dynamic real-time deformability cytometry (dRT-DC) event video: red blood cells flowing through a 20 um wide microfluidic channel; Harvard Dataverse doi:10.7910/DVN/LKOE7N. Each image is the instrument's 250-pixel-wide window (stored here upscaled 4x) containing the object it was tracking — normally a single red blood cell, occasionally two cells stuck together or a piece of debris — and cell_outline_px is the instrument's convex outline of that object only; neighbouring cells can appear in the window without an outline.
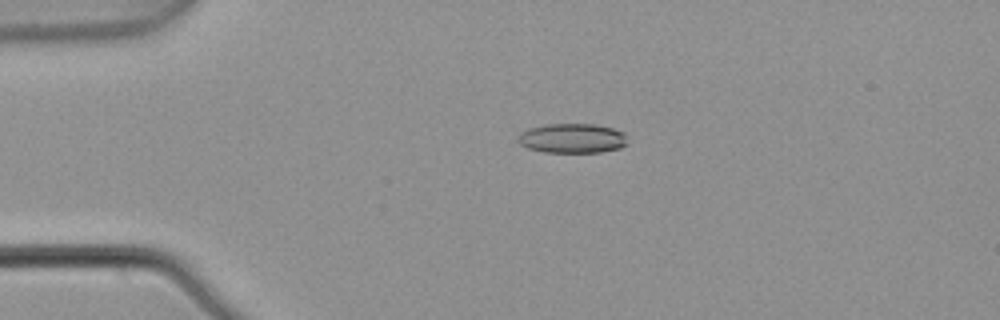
{"species": "common noctule bat (a hibernating species)", "species_latin": "Nyctalus noctula", "temperature_condition": "warm", "stored_images_in_passage": 5, "camera_frame_rate_fps": 3000, "um_per_image_px": 0.085, "animal": {"sex": "male", "body_mass_g": 21.5, "forearm_length_mm": 52.0}, "frame": {"image": 1, "passage_image": 4, "time_ms": 1.0, "image_size_px": [1000, 320], "cell_outline_px": [[628, 144], [620, 148], [600, 152], [544, 152], [528, 148], [520, 144], [520, 132], [528, 128], [544, 124], [596, 124], [612, 128], [624, 132]], "centroid_in_image_um": [48.67, 11.75], "position_along_channel_um": 36.3, "area_um2": 18.9}}